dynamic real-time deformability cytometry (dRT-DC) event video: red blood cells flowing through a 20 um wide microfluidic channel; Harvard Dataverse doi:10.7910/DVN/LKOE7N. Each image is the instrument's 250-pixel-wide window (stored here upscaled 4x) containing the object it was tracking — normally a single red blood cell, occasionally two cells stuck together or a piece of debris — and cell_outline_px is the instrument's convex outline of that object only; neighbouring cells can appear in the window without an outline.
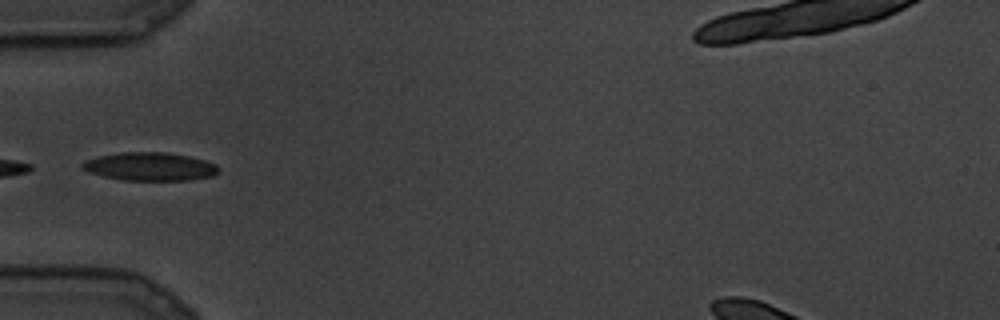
{"species": "common noctule bat (a hibernating species)", "species_latin": "Nyctalus noctula", "temperature_condition": "cold", "stored_images_in_passage": 3, "camera_frame_rate_fps": 3000, "um_per_image_px": 0.085, "animal": {"sex": "male", "body_mass_g": 19.5, "forearm_length_mm": 54.6}, "frame": {"image": 1, "passage_image": 1, "time_ms": 0.0, "image_size_px": [1000, 320], "cell_outline_px": [[220, 168], [212, 176], [192, 180], [124, 180], [104, 176], [88, 172], [80, 168], [80, 164], [84, 160], [96, 156], [120, 152], [168, 152], [188, 156], [204, 160], [216, 164]], "centroid_in_image_um": [12.7, 14.15], "position_along_channel_um": 72.3, "area_um2": 22.6}}